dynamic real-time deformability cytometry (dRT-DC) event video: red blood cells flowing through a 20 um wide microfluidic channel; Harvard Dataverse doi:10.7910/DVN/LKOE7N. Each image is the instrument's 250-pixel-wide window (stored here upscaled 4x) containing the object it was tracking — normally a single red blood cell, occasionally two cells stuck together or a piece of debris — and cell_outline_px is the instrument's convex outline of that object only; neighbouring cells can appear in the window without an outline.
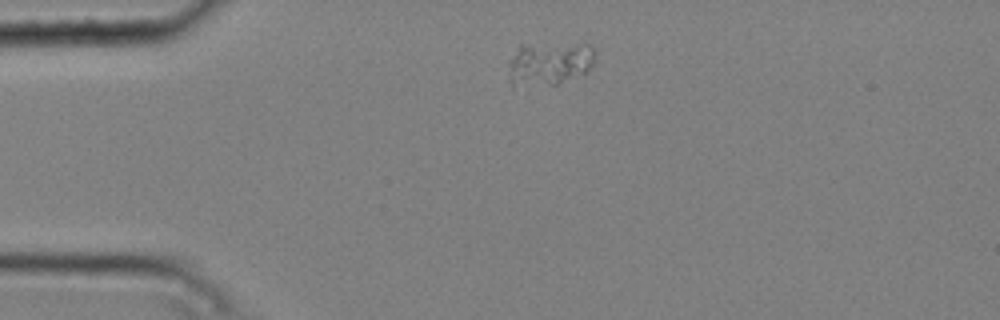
{"species": "common noctule bat (a hibernating species)", "species_latin": "Nyctalus noctula", "temperature_condition": "cold", "stored_images_in_passage": 3, "camera_frame_rate_fps": 3000, "um_per_image_px": 0.085, "animal": {"sex": "male", "body_mass_g": 20.4}, "frame": {"image": 1, "passage_image": 1, "time_ms": 0.0, "image_size_px": [1000, 320], "cell_outline_px": [[596, 56], [592, 64], [584, 72], [556, 84], [512, 88], [508, 64], [508, 60], [520, 44], [588, 44], [596, 52]], "centroid_in_image_um": [46.62, 5.4], "position_along_channel_um": 38.4, "area_um2": 22.08}}
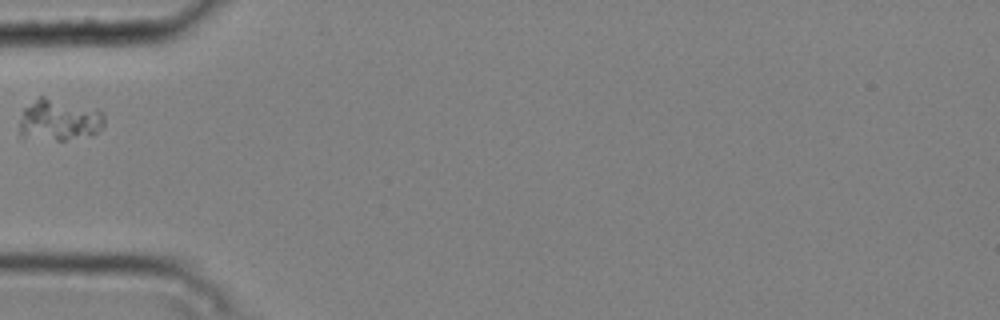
{"frame": {"image": 2, "passage_image": 2, "time_ms": 0.333, "image_size_px": [1000, 320], "cell_outline_px": [[104, 124], [92, 136], [64, 140], [56, 140], [20, 136], [20, 120], [24, 108], [40, 96], [44, 96], [96, 108], [104, 116]], "centroid_in_image_um": [5.04, 10.19], "position_along_channel_um": 80.0, "area_um2": 20.52}}
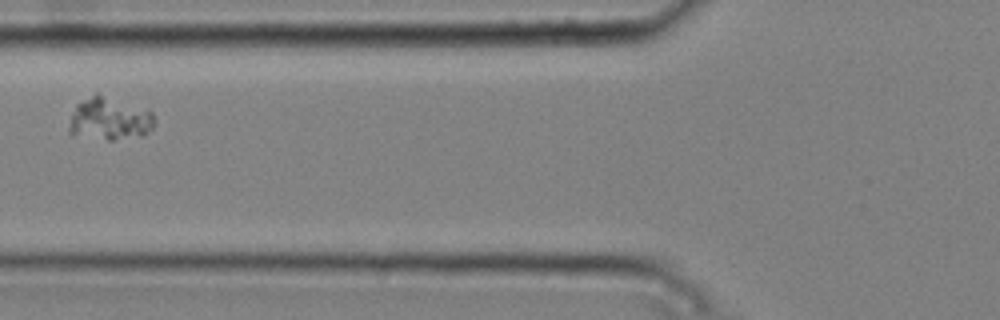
{"frame": {"image": 3, "passage_image": 3, "time_ms": 0.667, "image_size_px": [1000, 320], "cell_outline_px": [[152, 128], [144, 136], [112, 140], [108, 140], [68, 132], [68, 128], [76, 104], [96, 92], [152, 112]], "centroid_in_image_um": [9.3, 10.1], "position_along_channel_um": 116.5, "area_um2": 20.75}}